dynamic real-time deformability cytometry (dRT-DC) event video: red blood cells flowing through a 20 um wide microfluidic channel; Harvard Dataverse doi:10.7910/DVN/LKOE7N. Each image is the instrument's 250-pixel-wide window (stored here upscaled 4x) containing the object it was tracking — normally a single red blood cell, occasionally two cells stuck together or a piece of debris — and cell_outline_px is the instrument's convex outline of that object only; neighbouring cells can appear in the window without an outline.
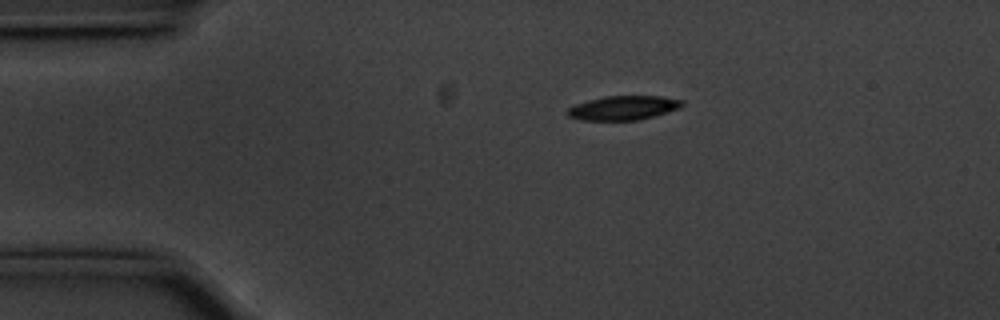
{"species": "common noctule bat (a hibernating species)", "species_latin": "Nyctalus noctula", "temperature_condition": "cold", "stored_images_in_passage": 46, "camera_frame_rate_fps": 3000, "um_per_image_px": 0.085, "animal": {"sex": "male", "body_mass_g": 20.1, "forearm_length_mm": 53.5}, "frame": {"image": 1, "passage_image": 1, "time_ms": 0.0, "image_size_px": [1000, 320], "cell_outline_px": [[684, 104], [680, 108], [652, 116], [636, 120], [580, 120], [568, 116], [564, 112], [568, 108], [576, 104], [588, 100], [604, 96], [660, 96], [684, 100]], "centroid_in_image_um": [52.95, 9.16], "position_along_channel_um": 32.0, "area_um2": 16.13}}
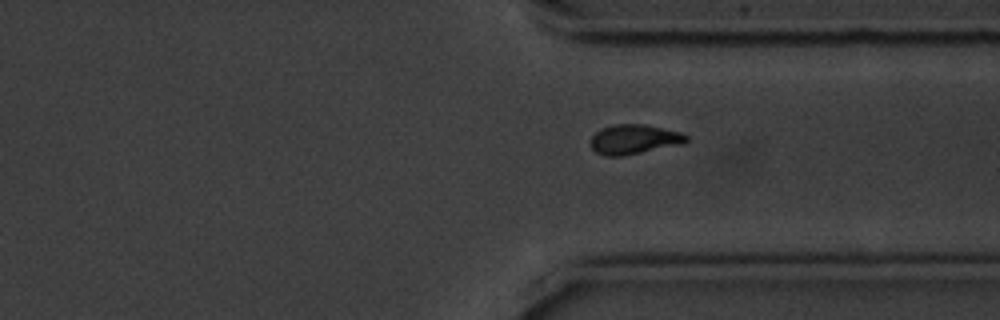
{"frame": {"image": 2, "passage_image": 32, "time_ms": 10.333, "image_size_px": [1000, 320], "cell_outline_px": [[688, 140], [684, 144], [620, 156], [604, 156], [596, 152], [592, 148], [592, 136], [600, 128], [616, 124], [644, 124], [680, 132], [688, 136]], "centroid_in_image_um": [53.91, 11.84], "position_along_channel_um": 357.5, "area_um2": 16.42}}
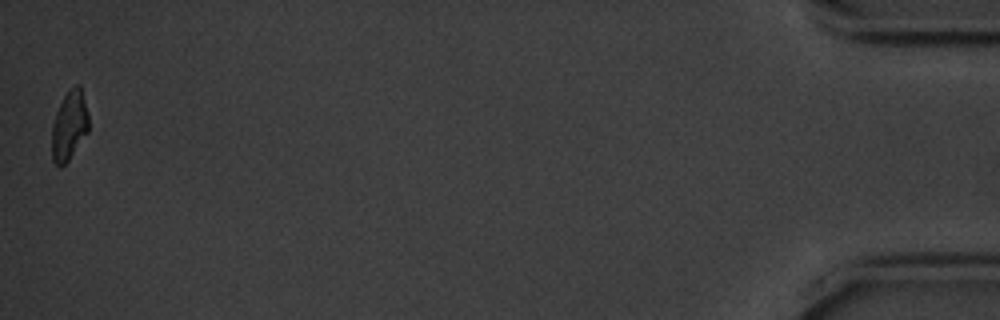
{"frame": {"image": 3, "passage_image": 46, "time_ms": 15.0, "image_size_px": [1000, 320], "cell_outline_px": [[88, 132], [68, 160], [60, 168], [52, 160], [52, 124], [56, 112], [64, 96], [76, 84], [80, 84], [88, 112]], "centroid_in_image_um": [5.89, 10.68], "position_along_channel_um": 429.3, "area_um2": 14.74}}